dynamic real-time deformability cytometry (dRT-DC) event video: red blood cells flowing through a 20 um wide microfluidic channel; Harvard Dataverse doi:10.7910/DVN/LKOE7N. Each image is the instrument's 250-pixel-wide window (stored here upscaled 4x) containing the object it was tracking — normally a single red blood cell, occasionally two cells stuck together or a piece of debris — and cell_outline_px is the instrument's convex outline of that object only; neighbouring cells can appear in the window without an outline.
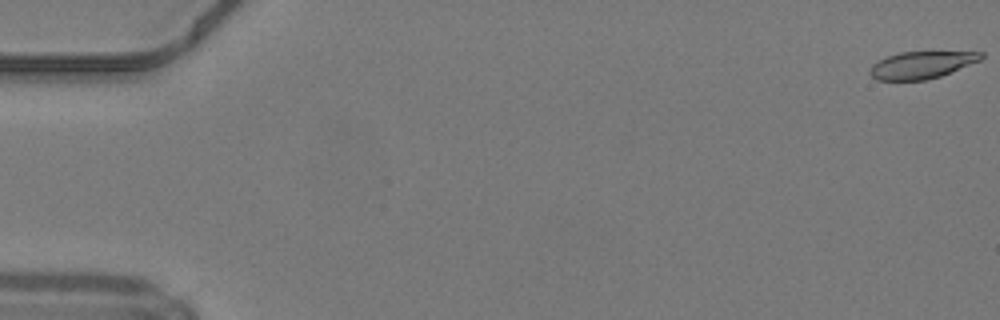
{"species": "common noctule bat (a hibernating species)", "species_latin": "Nyctalus noctula", "temperature_condition": "warm", "stored_images_in_passage": 50, "camera_frame_rate_fps": 3000, "um_per_image_px": 0.085, "animal": {"sex": "male", "body_mass_g": 19.2, "forearm_length_mm": 51.8}, "frame": {"image": 1, "passage_image": 1, "time_ms": 0.0, "image_size_px": [1000, 320], "cell_outline_px": [[984, 56], [980, 60], [940, 76], [924, 80], [876, 80], [868, 72], [872, 64], [888, 56], [900, 52], [984, 52]], "centroid_in_image_um": [78.31, 5.52], "position_along_channel_um": 6.7, "area_um2": 17.34}}
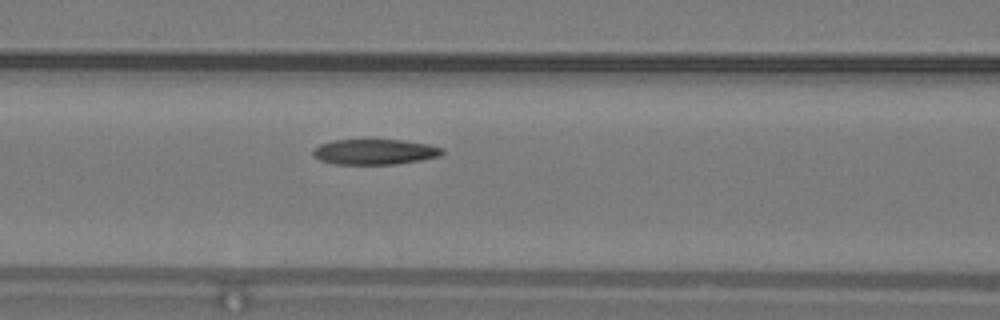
{"frame": {"image": 2, "passage_image": 22, "time_ms": 7.0, "image_size_px": [1000, 320], "cell_outline_px": [[444, 152], [440, 156], [420, 160], [396, 164], [336, 164], [320, 160], [312, 152], [320, 144], [332, 140], [404, 140], [428, 144], [444, 148]], "centroid_in_image_um": [31.9, 12.9], "position_along_channel_um": 134.7, "area_um2": 19.02}}
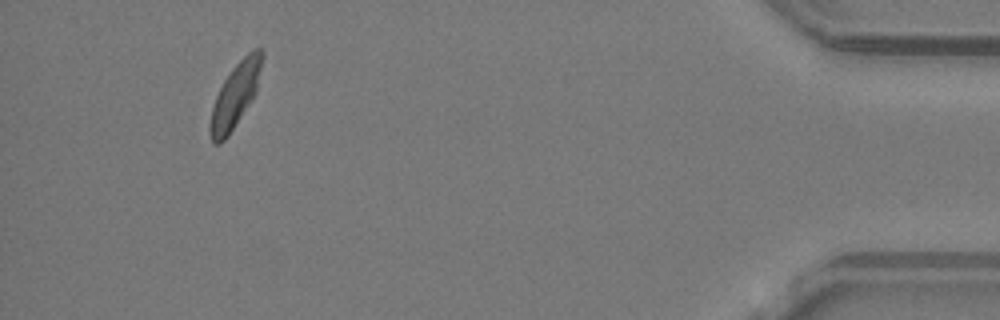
{"frame": {"image": 3, "passage_image": 47, "time_ms": 15.333, "image_size_px": [1000, 320], "cell_outline_px": [[264, 56], [256, 92], [228, 136], [220, 144], [212, 144], [208, 132], [208, 128], [212, 108], [216, 96], [224, 80], [232, 68], [252, 48], [260, 48], [264, 52]], "centroid_in_image_um": [19.99, 8.1], "position_along_channel_um": 415.2, "area_um2": 19.42}, "authors_computed_cell_mechanics": {"area_um2": 19.5942, "velocity_mm_per_s": 4.1872, "shape_relaxation_time_tau1_ms": 3.9549, "shape_relaxation_time_tau2_ms": 2.5521, "deformation_change_tau1": 0.1367, "deformation_change_tau2": 0.0833}}